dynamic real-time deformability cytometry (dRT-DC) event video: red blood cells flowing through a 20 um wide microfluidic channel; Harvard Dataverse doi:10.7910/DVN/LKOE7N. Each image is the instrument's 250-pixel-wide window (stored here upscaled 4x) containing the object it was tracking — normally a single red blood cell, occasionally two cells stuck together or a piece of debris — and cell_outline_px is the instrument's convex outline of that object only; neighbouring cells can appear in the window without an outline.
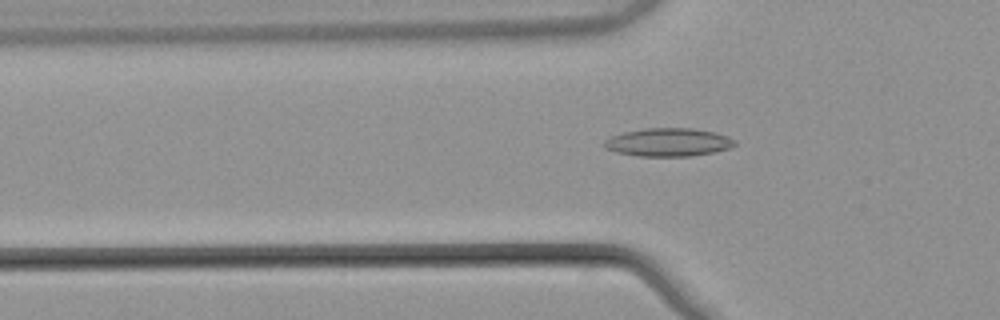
{"species": "common noctule bat (a hibernating species)", "species_latin": "Nyctalus noctula", "temperature_condition": "warm", "stored_images_in_passage": 48, "camera_frame_rate_fps": 3000, "um_per_image_px": 0.085, "animal": {"sex": "male", "body_mass_g": 21.5, "forearm_length_mm": 52.0}, "frame": {"image": 1, "passage_image": 12, "time_ms": 3.667, "image_size_px": [1000, 320], "cell_outline_px": [[736, 144], [728, 148], [712, 152], [692, 156], [640, 156], [616, 152], [604, 148], [604, 140], [612, 136], [624, 132], [644, 128], [692, 128], [716, 132], [728, 136], [736, 140]], "centroid_in_image_um": [56.81, 12.08], "position_along_channel_um": 69.0, "area_um2": 21.44}}
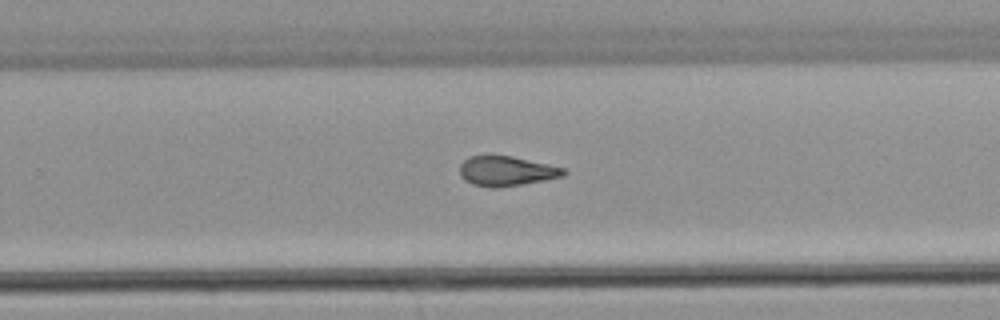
{"frame": {"image": 2, "passage_image": 29, "time_ms": 9.333, "image_size_px": [1000, 320], "cell_outline_px": [[568, 172], [564, 176], [544, 180], [496, 188], [492, 188], [472, 184], [464, 180], [460, 172], [460, 164], [468, 156], [488, 152], [512, 156], [548, 164], [564, 168]], "centroid_in_image_um": [42.99, 14.49], "position_along_channel_um": 286.8, "area_um2": 18.55}}
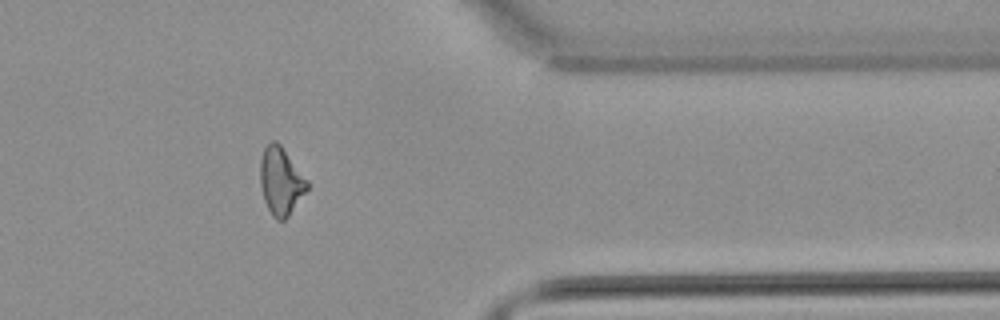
{"frame": {"image": 3, "passage_image": 38, "time_ms": 12.333, "image_size_px": [1000, 320], "cell_outline_px": [[308, 188], [288, 216], [284, 220], [276, 220], [272, 216], [264, 200], [260, 184], [260, 160], [264, 148], [272, 140], [276, 140], [280, 144], [308, 180]], "centroid_in_image_um": [23.86, 15.38], "position_along_channel_um": 387.5, "area_um2": 18.38}, "authors_computed_cell_mechanics": {"area_um2": 18.5249, "velocity_mm_per_s": 3.8554, "shape_relaxation_time_tau1_ms": null, "shape_relaxation_time_tau2_ms": 2.933, "deformation_change_tau1": null, "deformation_change_tau2": 0.1115}}